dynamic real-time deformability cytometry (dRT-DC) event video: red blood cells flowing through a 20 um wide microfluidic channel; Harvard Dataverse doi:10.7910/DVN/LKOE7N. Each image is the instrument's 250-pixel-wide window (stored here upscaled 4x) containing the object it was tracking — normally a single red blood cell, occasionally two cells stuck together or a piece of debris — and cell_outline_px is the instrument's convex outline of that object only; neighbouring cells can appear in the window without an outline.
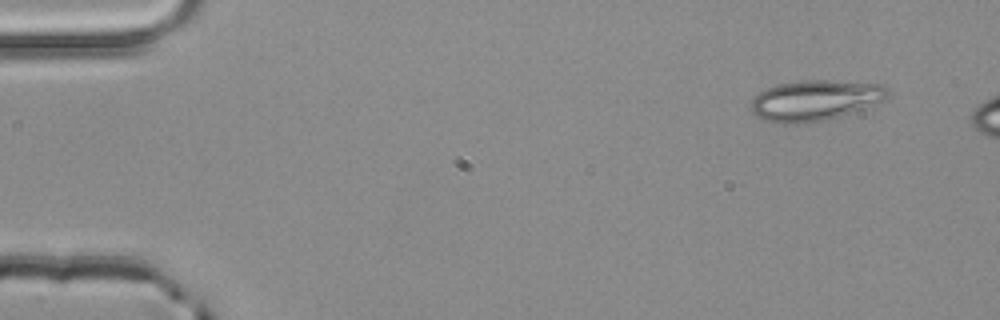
{"species": "common noctule bat (a hibernating species)", "species_latin": "Nyctalus noctula", "temperature_condition": "room temperature", "stored_images_in_passage": 3, "camera_frame_rate_fps": 3000, "um_per_image_px": 0.085, "animal": {"sex": "male", "body_mass_g": 20.4}, "frame": {"image": 1, "passage_image": 1, "time_ms": 0.0, "image_size_px": [1000, 320], "cell_outline_px": [[888, 96], [884, 100], [840, 116], [808, 124], [784, 124], [768, 120], [756, 116], [752, 112], [748, 104], [760, 92], [768, 88], [780, 84], [804, 80], [828, 80], [884, 84], [888, 92]], "centroid_in_image_um": [69.26, 8.54], "position_along_channel_um": 15.7, "area_um2": 32.19}}